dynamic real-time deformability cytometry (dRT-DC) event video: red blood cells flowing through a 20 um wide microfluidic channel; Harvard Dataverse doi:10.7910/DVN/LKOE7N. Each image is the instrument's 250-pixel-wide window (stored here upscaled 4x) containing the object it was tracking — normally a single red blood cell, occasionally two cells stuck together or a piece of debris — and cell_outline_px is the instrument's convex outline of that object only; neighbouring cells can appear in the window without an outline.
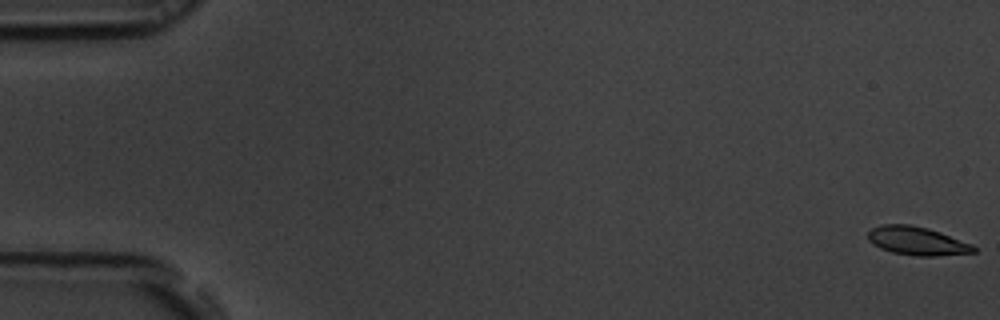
{"species": "common noctule bat (a hibernating species)", "species_latin": "Nyctalus noctula", "temperature_condition": "room temperature", "stored_images_in_passage": 57, "camera_frame_rate_fps": 3000, "um_per_image_px": 0.085, "animal": {"sex": "male", "body_mass_g": 19.5, "forearm_length_mm": 54.6}, "frame": {"image": 1, "passage_image": 1, "time_ms": 0.0, "image_size_px": [1000, 320], "cell_outline_px": [[976, 252], [936, 256], [916, 256], [892, 252], [880, 248], [872, 244], [868, 240], [868, 232], [872, 228], [880, 224], [908, 224], [928, 228], [940, 232], [972, 244], [976, 248]], "centroid_in_image_um": [77.93, 20.48], "position_along_channel_um": 7.1, "area_um2": 17.57}}
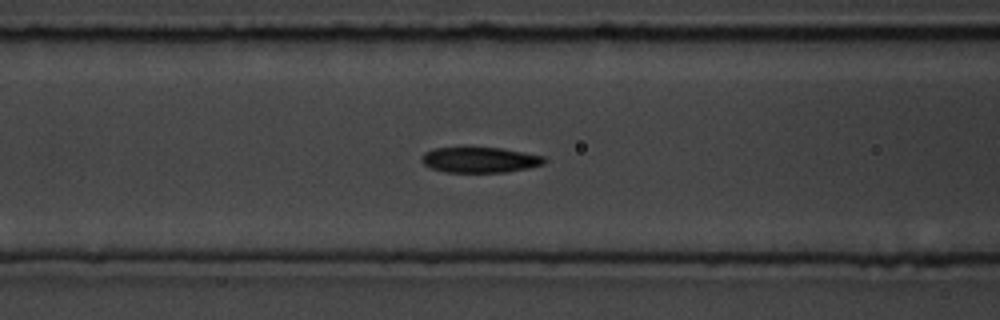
{"frame": {"image": 2, "passage_image": 23, "time_ms": 7.333, "image_size_px": [1000, 320], "cell_outline_px": [[548, 160], [544, 164], [528, 168], [504, 172], [444, 172], [432, 168], [424, 164], [420, 160], [424, 152], [432, 148], [500, 148], [544, 156]], "centroid_in_image_um": [40.78, 13.59], "position_along_channel_um": 125.8, "area_um2": 18.15}}
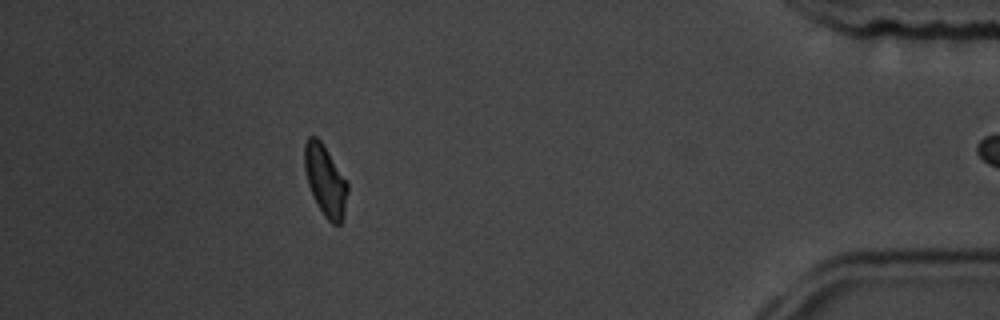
{"frame": {"image": 3, "passage_image": 50, "time_ms": 16.333, "image_size_px": [1000, 320], "cell_outline_px": [[348, 192], [344, 216], [340, 224], [332, 224], [324, 216], [308, 184], [304, 168], [304, 144], [308, 136], [316, 136], [320, 140], [328, 152], [348, 184]], "centroid_in_image_um": [27.65, 15.34], "position_along_channel_um": 407.6, "area_um2": 17.51}, "authors_computed_cell_mechanics": {"area_um2": 18.3226, "velocity_mm_per_s": 3.7058, "shape_relaxation_time_tau1_ms": 3.3642, "shape_relaxation_time_tau2_ms": 5.3676, "deformation_change_tau1": 0.1217, "deformation_change_tau2": 0.1102}}